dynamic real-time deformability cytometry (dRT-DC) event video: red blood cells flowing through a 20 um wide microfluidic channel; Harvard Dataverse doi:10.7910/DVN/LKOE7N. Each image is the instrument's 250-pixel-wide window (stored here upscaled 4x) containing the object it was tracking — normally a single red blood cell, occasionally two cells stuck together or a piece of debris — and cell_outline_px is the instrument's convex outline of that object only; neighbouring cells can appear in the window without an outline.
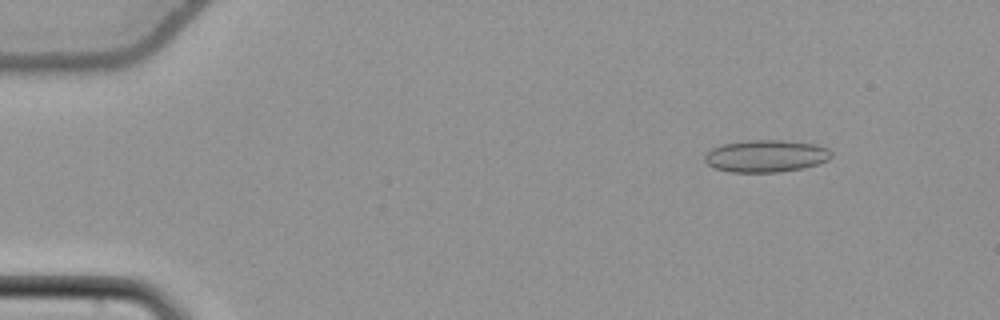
{"species": "common noctule bat (a hibernating species)", "species_latin": "Nyctalus noctula", "temperature_condition": "cold", "stored_images_in_passage": 55, "camera_frame_rate_fps": 3000, "um_per_image_px": 0.085, "animal": {"sex": "female", "body_mass_g": 22.7, "forearm_length_mm": 54.2}, "frame": {"image": 1, "passage_image": 7, "time_ms": 2.0, "image_size_px": [1000, 320], "cell_outline_px": [[832, 156], [828, 160], [804, 168], [780, 172], [732, 172], [716, 168], [708, 164], [704, 160], [704, 156], [712, 148], [720, 144], [748, 140], [784, 140], [816, 144], [828, 148], [832, 152]], "centroid_in_image_um": [65.12, 13.25], "position_along_channel_um": 19.9, "area_um2": 23.87}}
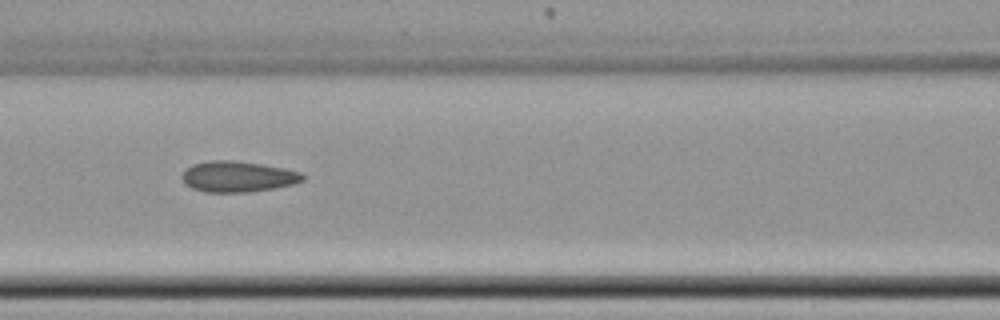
{"frame": {"image": 2, "passage_image": 25, "time_ms": 8.0, "image_size_px": [1000, 320], "cell_outline_px": [[304, 180], [292, 184], [272, 188], [244, 192], [204, 192], [192, 188], [184, 184], [180, 176], [192, 164], [208, 160], [232, 160], [260, 164], [284, 168], [300, 172], [304, 176]], "centroid_in_image_um": [20.16, 15.0], "position_along_channel_um": 146.4, "area_um2": 21.56}}
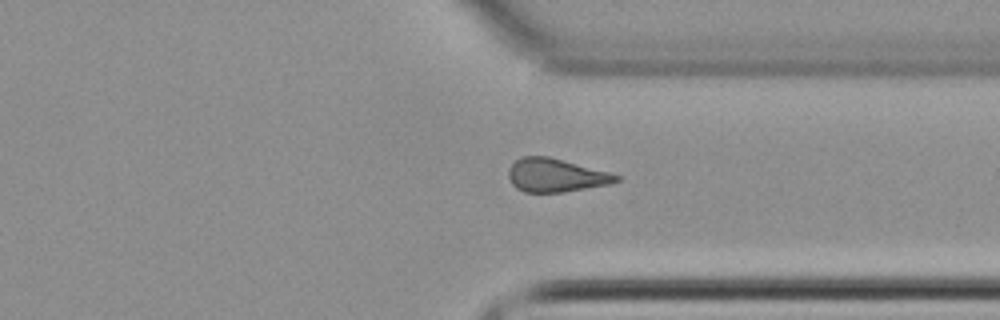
{"frame": {"image": 3, "passage_image": 42, "time_ms": 13.667, "image_size_px": [1000, 320], "cell_outline_px": [[620, 180], [608, 184], [564, 192], [524, 192], [516, 188], [512, 184], [508, 176], [508, 168], [520, 156], [548, 156], [608, 172], [620, 176]], "centroid_in_image_um": [47.19, 14.9], "position_along_channel_um": 364.2, "area_um2": 20.81}, "authors_computed_cell_mechanics": {"area_um2": 21.5594, "velocity_mm_per_s": 3.8377, "shape_relaxation_time_tau1_ms": 10.4877, "shape_relaxation_time_tau2_ms": 2.9365, "deformation_change_tau1": 0.1103, "deformation_change_tau2": 0.0972}}